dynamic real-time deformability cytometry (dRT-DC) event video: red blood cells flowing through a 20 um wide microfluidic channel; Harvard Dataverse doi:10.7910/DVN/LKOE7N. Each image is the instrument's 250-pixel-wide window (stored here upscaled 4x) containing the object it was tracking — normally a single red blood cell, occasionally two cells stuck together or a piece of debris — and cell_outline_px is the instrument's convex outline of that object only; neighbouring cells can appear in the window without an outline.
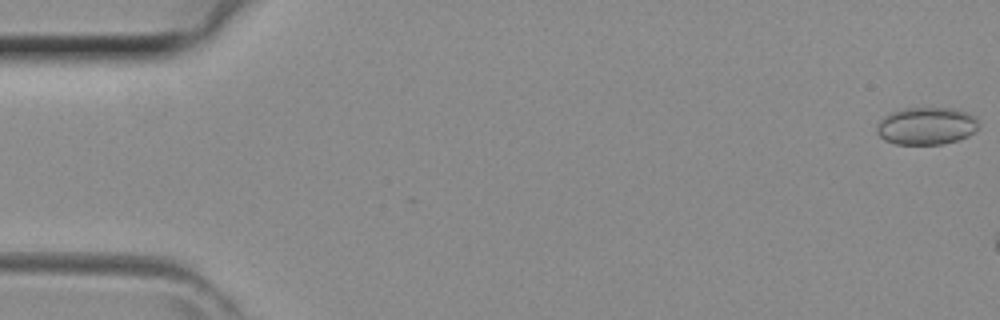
{"species": "common noctule bat (a hibernating species)", "species_latin": "Nyctalus noctula", "temperature_condition": "room temperature", "stored_images_in_passage": 37, "camera_frame_rate_fps": 3000, "um_per_image_px": 0.085, "animal": {"sex": "female", "body_mass_g": 29.2, "forearm_length_mm": 56.3}, "frame": {"image": 1, "passage_image": 1, "time_ms": 0.0, "image_size_px": [1000, 320], "cell_outline_px": [[980, 120], [976, 128], [968, 136], [956, 140], [940, 144], [896, 144], [884, 140], [876, 132], [876, 128], [880, 120], [884, 116], [900, 108], [960, 108], [976, 116]], "centroid_in_image_um": [78.75, 10.68], "position_along_channel_um": 6.2, "area_um2": 22.43}}
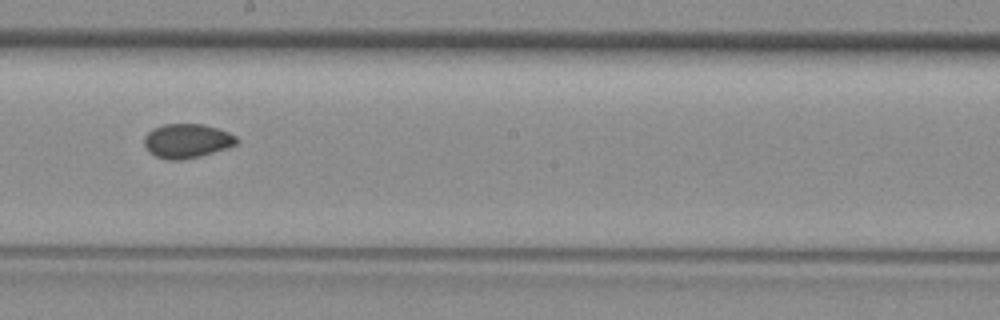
{"frame": {"image": 2, "passage_image": 24, "time_ms": 7.667, "image_size_px": [1000, 320], "cell_outline_px": [[240, 140], [236, 144], [200, 156], [180, 160], [168, 160], [156, 156], [148, 152], [144, 144], [144, 136], [152, 128], [164, 124], [204, 124], [228, 132], [236, 136]], "centroid_in_image_um": [15.86, 11.97], "position_along_channel_um": 232.3, "area_um2": 18.38}}
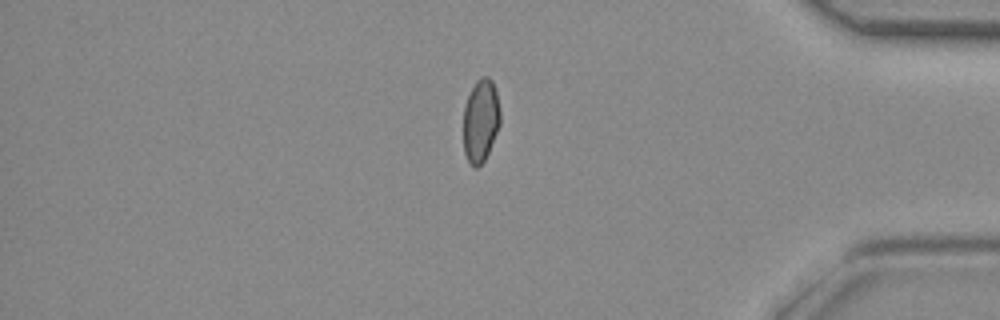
{"frame": {"image": 3, "passage_image": 36, "time_ms": 11.667, "image_size_px": [1000, 320], "cell_outline_px": [[500, 124], [488, 152], [484, 160], [476, 168], [468, 160], [464, 152], [464, 108], [468, 96], [476, 80], [480, 76], [488, 76], [492, 80], [496, 92], [500, 112]], "centroid_in_image_um": [40.86, 10.21], "position_along_channel_um": 394.3, "area_um2": 17.57}}